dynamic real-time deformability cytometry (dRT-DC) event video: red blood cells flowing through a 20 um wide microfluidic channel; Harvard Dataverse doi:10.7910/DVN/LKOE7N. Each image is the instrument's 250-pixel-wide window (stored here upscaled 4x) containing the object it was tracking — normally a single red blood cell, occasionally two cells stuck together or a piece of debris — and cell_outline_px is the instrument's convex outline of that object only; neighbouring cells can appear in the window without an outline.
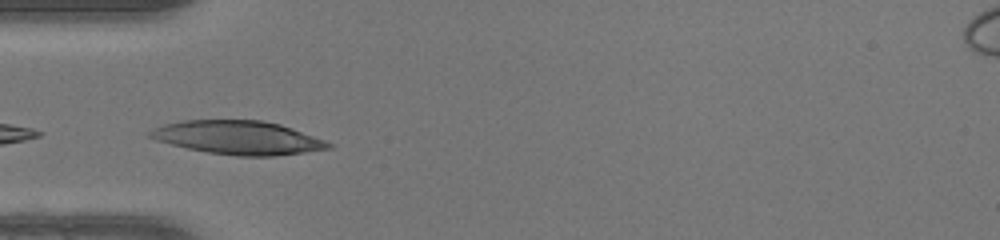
{"species": "human", "species_latin": "Homo sapiens", "temperature_condition": "warm", "stored_images_in_passage": 9, "camera_frame_rate_fps": 3000, "um_per_image_px": 0.085, "donor": {"sex": "female"}, "frame": {"image": 1, "passage_image": 1, "time_ms": 0.0, "image_size_px": [1000, 240], "cell_outline_px": [[332, 148], [276, 156], [240, 156], [208, 152], [188, 148], [156, 140], [148, 136], [148, 132], [152, 128], [164, 124], [184, 120], [260, 120], [280, 124], [292, 128], [324, 140], [332, 144]], "centroid_in_image_um": [20.23, 11.69], "position_along_channel_um": 64.8, "area_um2": 34.68}}
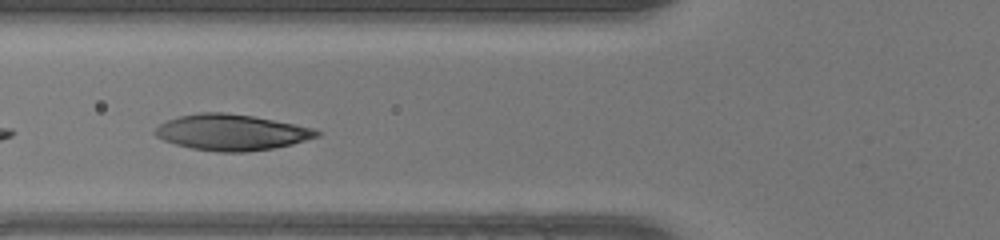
{"frame": {"image": 2, "passage_image": 4, "time_ms": 1.0, "image_size_px": [1000, 240], "cell_outline_px": [[320, 136], [292, 144], [272, 148], [244, 152], [220, 152], [192, 148], [176, 144], [164, 140], [156, 136], [152, 132], [160, 124], [168, 120], [180, 116], [200, 112], [224, 112], [252, 116], [312, 128], [320, 132]], "centroid_in_image_um": [19.65, 11.25], "position_along_channel_um": 106.1, "area_um2": 33.47}}
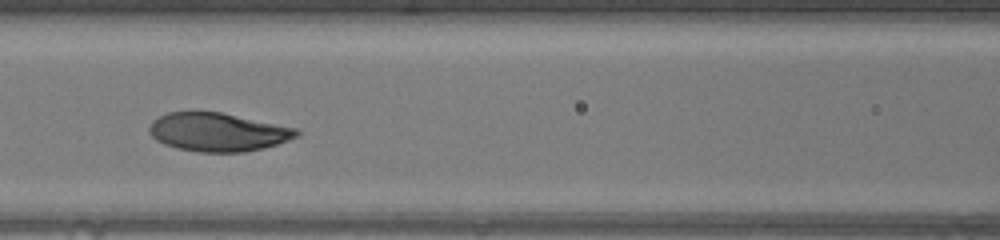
{"frame": {"image": 3, "passage_image": 7, "time_ms": 2.0, "image_size_px": [1000, 240], "cell_outline_px": [[300, 132], [296, 136], [288, 140], [264, 148], [244, 152], [200, 152], [176, 148], [164, 144], [156, 140], [148, 132], [148, 128], [152, 120], [168, 112], [220, 112], [300, 128]], "centroid_in_image_um": [18.52, 11.23], "position_along_channel_um": 148.1, "area_um2": 33.12}}